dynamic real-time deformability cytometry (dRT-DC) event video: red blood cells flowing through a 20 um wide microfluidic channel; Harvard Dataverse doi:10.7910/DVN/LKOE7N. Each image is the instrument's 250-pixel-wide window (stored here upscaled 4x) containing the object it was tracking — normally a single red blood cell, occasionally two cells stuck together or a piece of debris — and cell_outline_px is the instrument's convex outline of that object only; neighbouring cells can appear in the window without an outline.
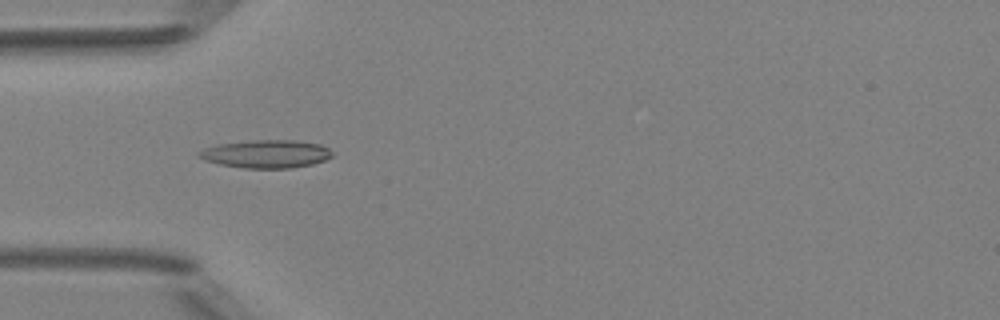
{"species": "Egyptian fruit bat (a non-hibernating species)", "species_latin": "Rousettus aegyptiacus", "temperature_condition": "room temperature", "stored_images_in_passage": 6, "camera_frame_rate_fps": 3000, "um_per_image_px": 0.085, "animal": {"sex": "female"}, "frame": {"image": 1, "passage_image": 4, "time_ms": 3.667, "image_size_px": [1000, 320], "cell_outline_px": [[332, 156], [324, 160], [312, 164], [292, 168], [244, 168], [220, 164], [204, 160], [196, 156], [196, 152], [204, 148], [216, 144], [252, 140], [292, 140], [320, 144], [328, 148], [332, 152]], "centroid_in_image_um": [22.57, 13.08], "position_along_channel_um": 62.4, "area_um2": 21.85}}
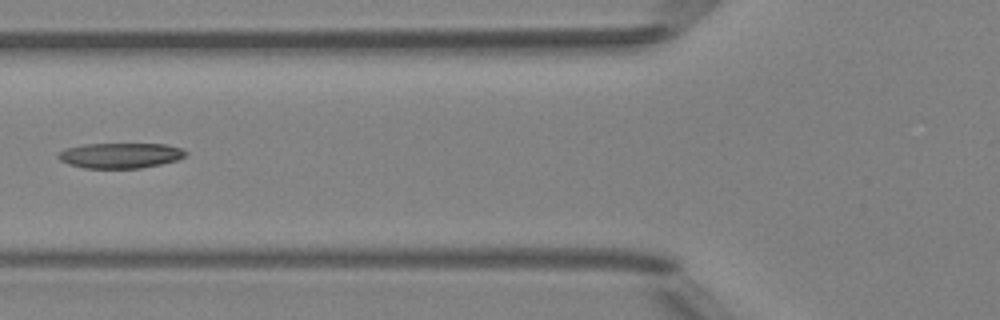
{"frame": {"image": 2, "passage_image": 5, "time_ms": 5.0, "image_size_px": [1000, 320], "cell_outline_px": [[188, 152], [184, 156], [176, 160], [160, 164], [140, 168], [84, 168], [68, 164], [60, 160], [56, 156], [64, 148], [84, 144], [164, 144], [180, 148]], "centroid_in_image_um": [10.18, 13.21], "position_along_channel_um": 115.6, "area_um2": 18.73}}
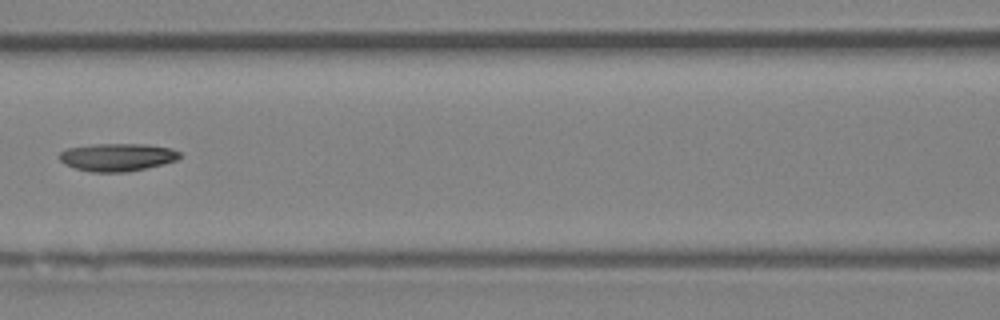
{"frame": {"image": 3, "passage_image": 6, "time_ms": 6.0, "image_size_px": [1000, 320], "cell_outline_px": [[180, 156], [176, 160], [164, 164], [128, 172], [92, 172], [76, 168], [64, 164], [56, 156], [60, 152], [68, 148], [92, 144], [148, 144], [172, 148], [180, 152]], "centroid_in_image_um": [9.96, 13.35], "position_along_channel_um": 156.6, "area_um2": 19.65}}